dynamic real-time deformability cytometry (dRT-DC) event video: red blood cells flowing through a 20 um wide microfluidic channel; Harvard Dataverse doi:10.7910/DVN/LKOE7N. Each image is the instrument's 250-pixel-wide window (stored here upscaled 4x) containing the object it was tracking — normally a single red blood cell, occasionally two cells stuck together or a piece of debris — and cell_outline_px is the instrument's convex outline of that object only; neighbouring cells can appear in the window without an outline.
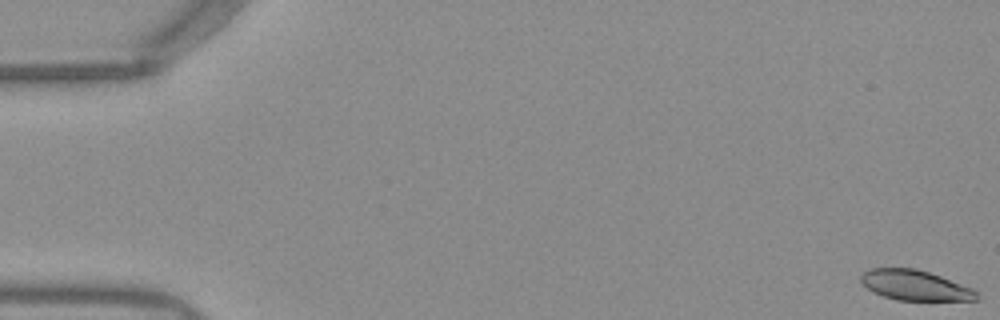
{"species": "Egyptian fruit bat (a non-hibernating species)", "species_latin": "Rousettus aegyptiacus", "temperature_condition": "warm", "stored_images_in_passage": 52, "camera_frame_rate_fps": 3000, "um_per_image_px": 0.085, "frame": {"image": 1, "passage_image": 1, "time_ms": 0.0, "image_size_px": [1000, 320], "cell_outline_px": [[976, 300], [896, 300], [872, 292], [860, 280], [860, 276], [868, 268], [916, 268], [940, 276], [972, 288], [976, 292]], "centroid_in_image_um": [77.72, 24.24], "position_along_channel_um": 7.3, "area_um2": 20.11}}
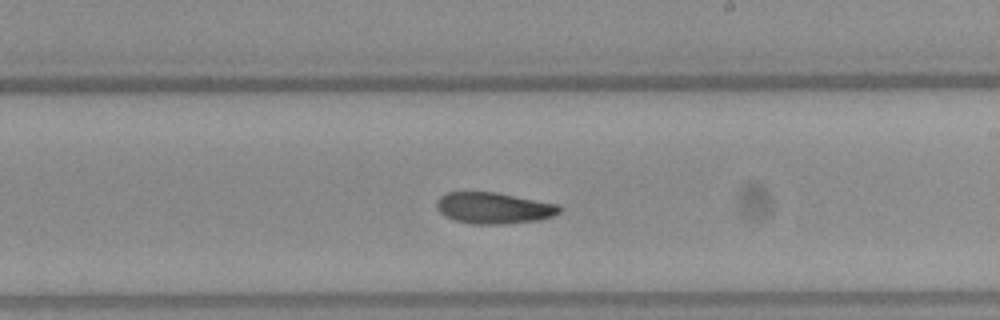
{"frame": {"image": 2, "passage_image": 31, "time_ms": 10.0, "image_size_px": [1000, 320], "cell_outline_px": [[564, 208], [560, 212], [552, 216], [540, 220], [504, 224], [472, 224], [456, 220], [444, 216], [436, 208], [436, 200], [440, 196], [448, 192], [496, 192], [560, 204]], "centroid_in_image_um": [42.0, 17.68], "position_along_channel_um": 247.0, "area_um2": 22.66}}
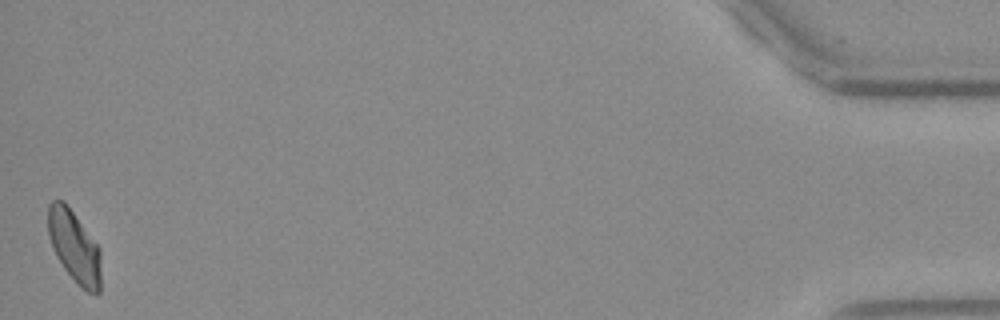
{"frame": {"image": 3, "passage_image": 52, "time_ms": 17.0, "image_size_px": [1000, 320], "cell_outline_px": [[100, 292], [96, 296], [88, 292], [64, 268], [56, 256], [52, 248], [48, 232], [48, 204], [52, 200], [64, 200], [100, 248]], "centroid_in_image_um": [6.31, 20.93], "position_along_channel_um": 428.9, "area_um2": 21.96}, "authors_computed_cell_mechanics": {"area_um2": 22.5131, "velocity_mm_per_s": 3.9321, "shape_relaxation_time_tau1_ms": 5.1282, "shape_relaxation_time_tau2_ms": null, "deformation_change_tau1": 0.149, "deformation_change_tau2": null}}